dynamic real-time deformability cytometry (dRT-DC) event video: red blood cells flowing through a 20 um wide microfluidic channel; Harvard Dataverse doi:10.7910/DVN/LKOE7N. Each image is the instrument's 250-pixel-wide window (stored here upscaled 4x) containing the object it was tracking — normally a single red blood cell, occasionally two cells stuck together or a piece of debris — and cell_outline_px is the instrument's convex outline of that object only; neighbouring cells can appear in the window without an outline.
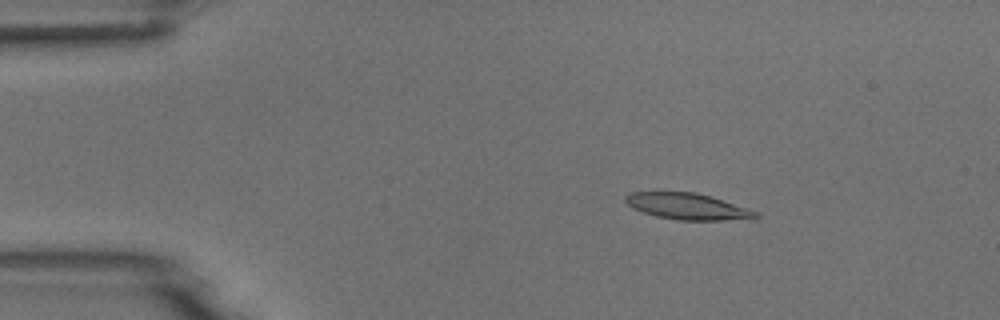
{"species": "common noctule bat (a hibernating species)", "species_latin": "Nyctalus noctula", "temperature_condition": "room temperature", "stored_images_in_passage": 5, "camera_frame_rate_fps": 3000, "um_per_image_px": 0.085, "animal": {"sex": "male", "body_mass_g": 18.8}, "frame": {"image": 1, "passage_image": 2, "time_ms": 1.333, "image_size_px": [1000, 320], "cell_outline_px": [[760, 216], [756, 220], [676, 220], [656, 216], [632, 208], [624, 200], [624, 196], [632, 192], [696, 192], [760, 212]], "centroid_in_image_um": [58.5, 17.56], "position_along_channel_um": 26.5, "area_um2": 20.11}}